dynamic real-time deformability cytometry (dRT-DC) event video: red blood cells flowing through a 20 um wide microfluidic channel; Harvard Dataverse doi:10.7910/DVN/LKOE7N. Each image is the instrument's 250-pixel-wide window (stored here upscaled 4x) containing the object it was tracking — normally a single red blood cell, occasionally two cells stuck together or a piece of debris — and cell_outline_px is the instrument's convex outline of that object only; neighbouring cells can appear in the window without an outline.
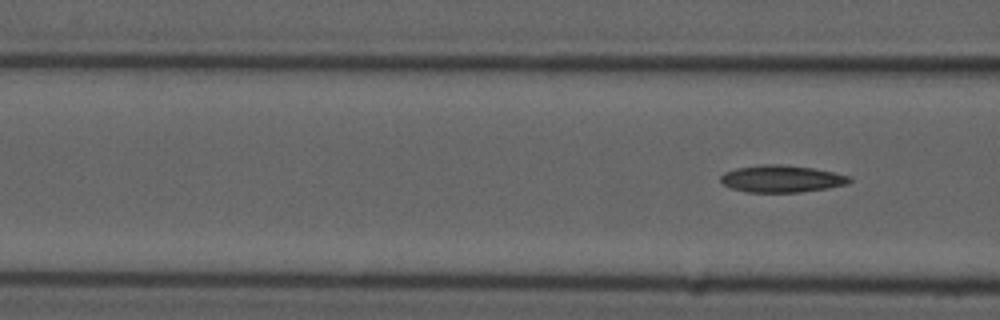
{"species": "common noctule bat (a hibernating species)", "species_latin": "Nyctalus noctula", "temperature_condition": "cold", "stored_images_in_passage": 4, "camera_frame_rate_fps": 3000, "um_per_image_px": 0.085, "animal": {"sex": "male", "forearm_length_mm": 52.5}, "frame": {"image": 1, "passage_image": 4, "time_ms": 3.667, "image_size_px": [1000, 320], "cell_outline_px": [[852, 180], [848, 184], [828, 188], [800, 192], [748, 192], [732, 188], [724, 184], [720, 180], [720, 176], [724, 172], [736, 168], [760, 164], [784, 164], [812, 168], [832, 172], [848, 176]], "centroid_in_image_um": [66.42, 15.19], "position_along_channel_um": 100.2, "area_um2": 20.29}}